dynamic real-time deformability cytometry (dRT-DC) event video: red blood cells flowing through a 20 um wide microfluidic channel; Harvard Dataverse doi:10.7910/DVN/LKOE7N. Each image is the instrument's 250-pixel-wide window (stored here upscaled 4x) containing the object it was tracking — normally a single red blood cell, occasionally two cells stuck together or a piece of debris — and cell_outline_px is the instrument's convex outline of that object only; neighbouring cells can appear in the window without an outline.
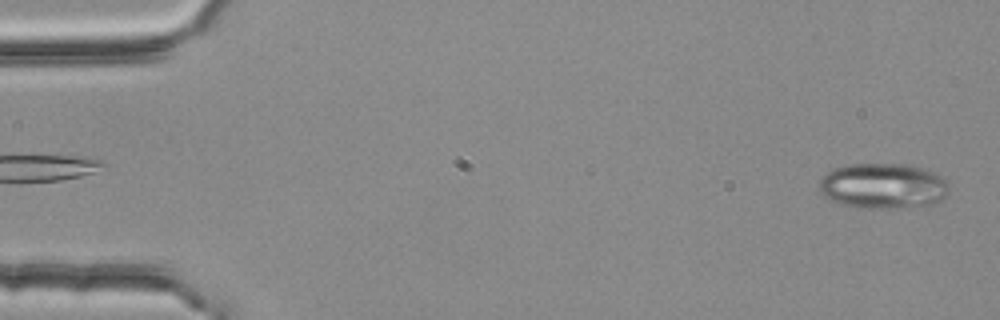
{"species": "common noctule bat (a hibernating species)", "species_latin": "Nyctalus noctula", "temperature_condition": "room temperature", "stored_images_in_passage": 3, "segment_of_instrument_passage": [2, 2], "camera_frame_rate_fps": 3000, "um_per_image_px": 0.085, "animal": {"sex": "female", "body_mass_g": 25.1}, "frame": {"image": 1, "passage_image": 3, "time_ms": 0.667, "image_size_px": [1000, 320], "cell_outline_px": [[948, 196], [940, 200], [928, 204], [900, 208], [864, 208], [840, 204], [824, 196], [820, 192], [820, 176], [836, 168], [848, 164], [904, 164], [924, 168], [936, 172], [944, 180], [948, 188]], "centroid_in_image_um": [75.05, 15.8], "position_along_channel_um": 10.0, "area_um2": 34.33}}